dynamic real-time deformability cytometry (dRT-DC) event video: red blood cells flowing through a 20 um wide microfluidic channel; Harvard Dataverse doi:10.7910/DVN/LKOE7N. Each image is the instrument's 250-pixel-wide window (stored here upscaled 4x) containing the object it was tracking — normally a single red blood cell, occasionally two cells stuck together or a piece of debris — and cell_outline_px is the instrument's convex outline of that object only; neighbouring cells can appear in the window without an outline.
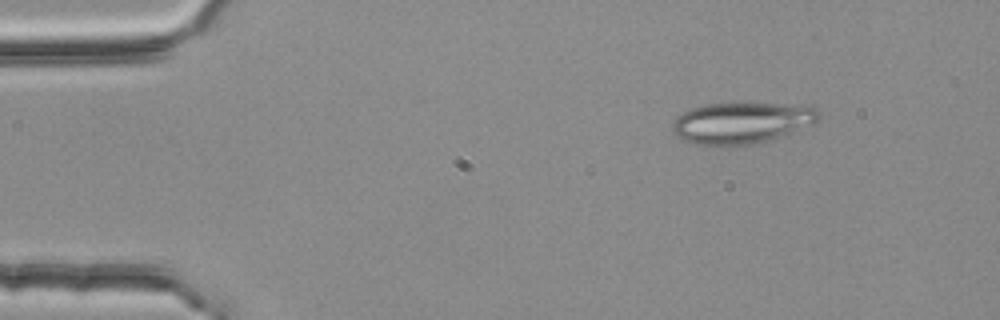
{"species": "common noctule bat (a hibernating species)", "species_latin": "Nyctalus noctula", "temperature_condition": "room temperature", "stored_images_in_passage": 5, "camera_frame_rate_fps": 3000, "um_per_image_px": 0.085, "animal": {"sex": "female", "body_mass_g": 25.1}, "frame": {"image": 1, "passage_image": 2, "time_ms": 0.333, "image_size_px": [1000, 320], "cell_outline_px": [[824, 116], [820, 120], [812, 124], [764, 140], [748, 144], [728, 148], [696, 144], [684, 140], [676, 136], [672, 132], [672, 124], [676, 116], [692, 108], [704, 104], [812, 104]], "centroid_in_image_um": [63.03, 10.44], "position_along_channel_um": 22.0, "area_um2": 35.37}}